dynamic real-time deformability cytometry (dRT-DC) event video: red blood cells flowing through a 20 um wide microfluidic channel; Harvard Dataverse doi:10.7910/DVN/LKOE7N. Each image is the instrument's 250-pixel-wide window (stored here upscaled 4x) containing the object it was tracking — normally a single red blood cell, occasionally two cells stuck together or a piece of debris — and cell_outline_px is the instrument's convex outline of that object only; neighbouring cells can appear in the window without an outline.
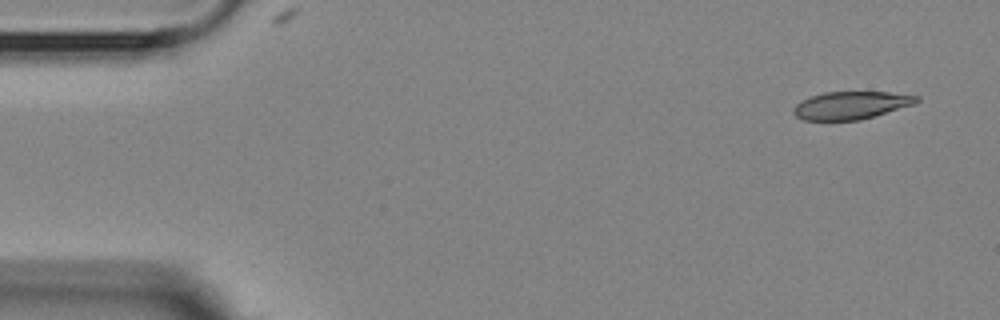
{"species": "Egyptian fruit bat (a non-hibernating species)", "species_latin": "Rousettus aegyptiacus", "temperature_condition": "room temperature", "stored_images_in_passage": 10, "camera_frame_rate_fps": 3000, "um_per_image_px": 0.085, "animal": {"sex": "female"}, "frame": {"image": 1, "passage_image": 1, "time_ms": 0.0, "image_size_px": [1000, 320], "cell_outline_px": [[920, 100], [916, 104], [876, 116], [860, 120], [804, 120], [796, 116], [792, 112], [792, 108], [796, 104], [812, 96], [824, 92], [888, 92], [920, 96]], "centroid_in_image_um": [72.38, 8.95], "position_along_channel_um": 12.6, "area_um2": 20.0}}
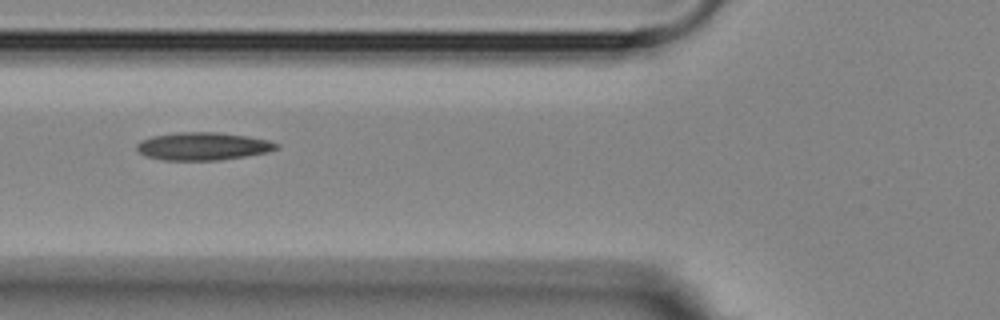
{"frame": {"image": 2, "passage_image": 6, "time_ms": 5.667, "image_size_px": [1000, 320], "cell_outline_px": [[280, 148], [268, 152], [220, 160], [160, 160], [144, 156], [136, 148], [136, 144], [140, 140], [152, 136], [176, 132], [220, 132], [248, 136], [268, 140], [280, 144]], "centroid_in_image_um": [17.24, 12.43], "position_along_channel_um": 108.6, "area_um2": 22.89}}
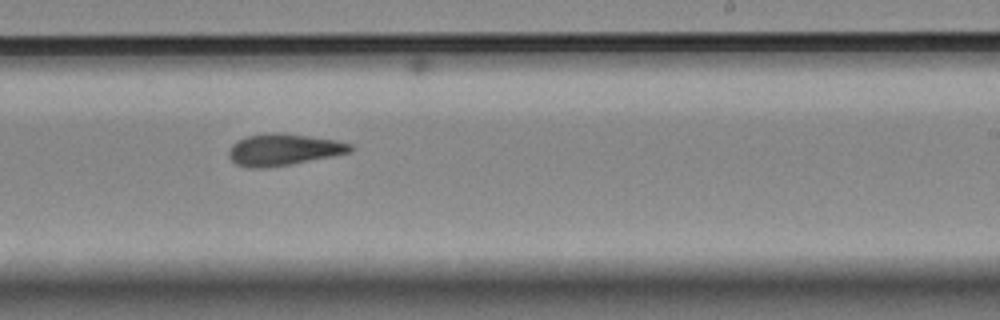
{"frame": {"image": 3, "passage_image": 10, "time_ms": 10.0, "image_size_px": [1000, 320], "cell_outline_px": [[352, 152], [292, 164], [264, 168], [248, 168], [236, 164], [228, 156], [228, 152], [232, 144], [248, 136], [272, 132], [276, 132], [308, 136], [332, 140], [352, 144]], "centroid_in_image_um": [24.07, 12.73], "position_along_channel_um": 264.9, "area_um2": 22.2}}